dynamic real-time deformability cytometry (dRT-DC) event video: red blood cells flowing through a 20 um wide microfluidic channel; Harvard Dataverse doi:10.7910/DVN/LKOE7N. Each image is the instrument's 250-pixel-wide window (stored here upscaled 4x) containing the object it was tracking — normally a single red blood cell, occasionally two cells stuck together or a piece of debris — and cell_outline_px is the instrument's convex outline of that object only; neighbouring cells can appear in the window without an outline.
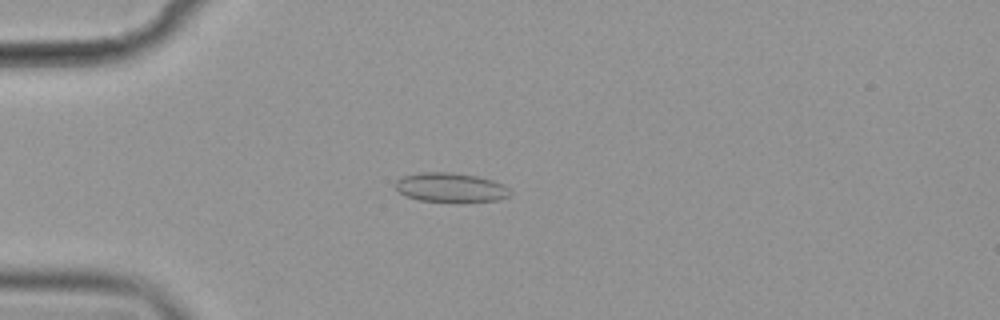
{"species": "common noctule bat (a hibernating species)", "species_latin": "Nyctalus noctula", "temperature_condition": "cold", "stored_images_in_passage": 55, "camera_frame_rate_fps": 3000, "um_per_image_px": 0.085, "animal": {"sex": "female", "body_mass_g": 19.9}, "frame": {"image": 1, "passage_image": 14, "time_ms": 4.333, "image_size_px": [1000, 320], "cell_outline_px": [[512, 192], [508, 196], [496, 200], [420, 200], [404, 196], [396, 188], [396, 180], [404, 176], [420, 172], [452, 172], [476, 176], [492, 180], [504, 184]], "centroid_in_image_um": [38.28, 15.9], "position_along_channel_um": 46.7, "area_um2": 19.02}}
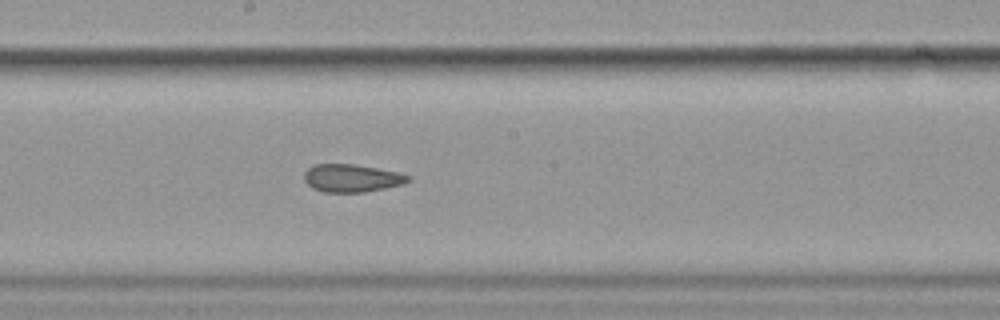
{"frame": {"image": 2, "passage_image": 30, "time_ms": 9.667, "image_size_px": [1000, 320], "cell_outline_px": [[412, 180], [404, 184], [364, 192], [324, 192], [312, 188], [304, 180], [304, 172], [308, 168], [316, 164], [352, 164], [376, 168], [396, 172], [408, 176]], "centroid_in_image_um": [29.87, 15.14], "position_along_channel_um": 218.3, "area_um2": 16.7}}
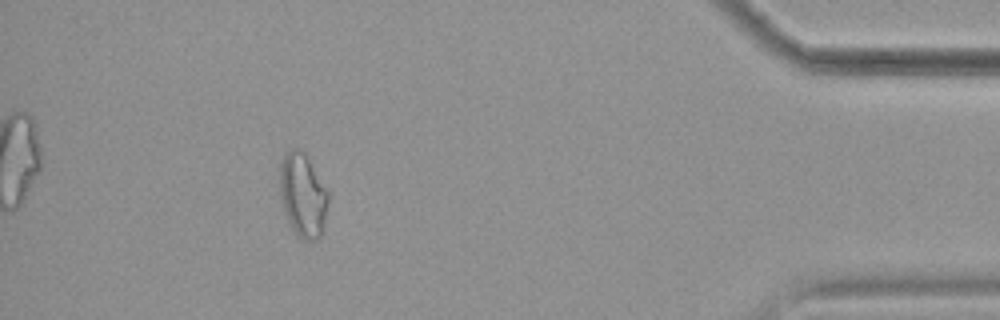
{"frame": {"image": 3, "passage_image": 50, "time_ms": 16.333, "image_size_px": [1000, 320], "cell_outline_px": [[328, 200], [324, 232], [316, 240], [304, 240], [292, 228], [284, 212], [280, 196], [280, 164], [284, 156], [292, 148], [296, 148], [304, 152], [328, 192]], "centroid_in_image_um": [25.75, 16.62], "position_along_channel_um": 409.5, "area_um2": 23.41}, "authors_computed_cell_mechanics": {"area_um2": 19.2474, "velocity_mm_per_s": 3.5917, "shape_relaxation_time_tau1_ms": null, "shape_relaxation_time_tau2_ms": 2.2355, "deformation_change_tau1": null, "deformation_change_tau2": 0.1038}}